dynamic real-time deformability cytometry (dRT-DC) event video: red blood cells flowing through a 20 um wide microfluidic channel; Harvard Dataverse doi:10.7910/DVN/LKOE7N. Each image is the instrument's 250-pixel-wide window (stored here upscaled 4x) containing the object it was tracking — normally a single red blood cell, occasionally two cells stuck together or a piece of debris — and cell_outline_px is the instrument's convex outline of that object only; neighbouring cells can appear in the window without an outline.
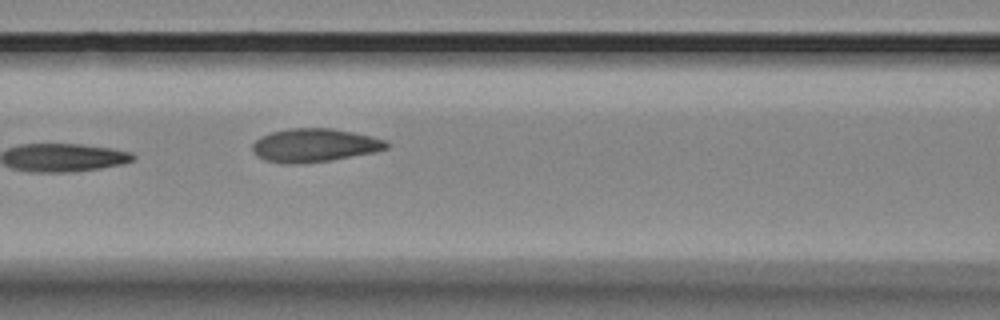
{"species": "Egyptian fruit bat (a non-hibernating species)", "species_latin": "Rousettus aegyptiacus", "temperature_condition": "room temperature", "stored_images_in_passage": 4, "camera_frame_rate_fps": 3000, "um_per_image_px": 0.085, "animal": {"sex": "female"}, "frame": {"image": 1, "passage_image": 4, "time_ms": 3.667, "image_size_px": [1000, 320], "cell_outline_px": [[388, 148], [376, 152], [332, 160], [296, 164], [284, 164], [264, 160], [256, 156], [252, 152], [252, 144], [260, 136], [272, 132], [292, 128], [332, 128], [372, 136], [388, 140]], "centroid_in_image_um": [26.73, 12.36], "position_along_channel_um": 139.9, "area_um2": 26.36}}